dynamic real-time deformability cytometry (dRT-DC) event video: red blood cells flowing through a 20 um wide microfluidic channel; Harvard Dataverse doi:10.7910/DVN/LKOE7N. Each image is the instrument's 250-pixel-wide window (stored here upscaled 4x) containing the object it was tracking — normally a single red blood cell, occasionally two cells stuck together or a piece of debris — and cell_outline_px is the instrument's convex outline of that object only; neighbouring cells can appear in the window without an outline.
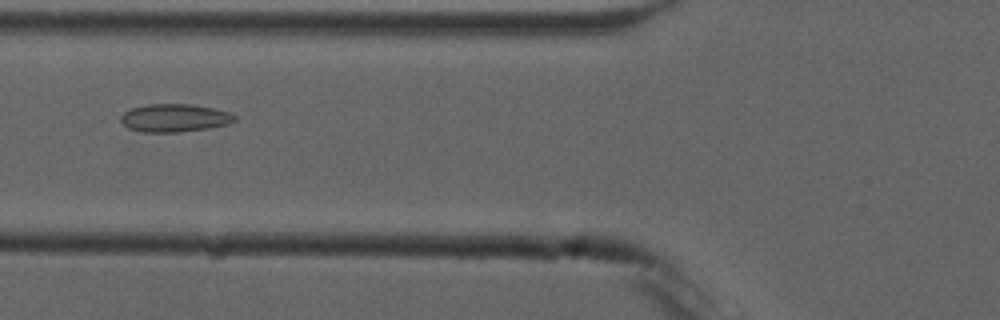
{"species": "common noctule bat (a hibernating species)", "species_latin": "Nyctalus noctula", "temperature_condition": "cold", "stored_images_in_passage": 8, "camera_frame_rate_fps": 3000, "um_per_image_px": 0.085, "animal": {"sex": "male", "forearm_length_mm": 52.5}, "frame": {"image": 1, "passage_image": 6, "time_ms": 6.667, "image_size_px": [1000, 320], "cell_outline_px": [[236, 120], [228, 124], [208, 128], [180, 132], [144, 132], [128, 128], [120, 120], [120, 116], [124, 112], [132, 108], [148, 104], [192, 104], [212, 108], [228, 112], [236, 116]], "centroid_in_image_um": [14.83, 10.02], "position_along_channel_um": 111.0, "area_um2": 18.5}}
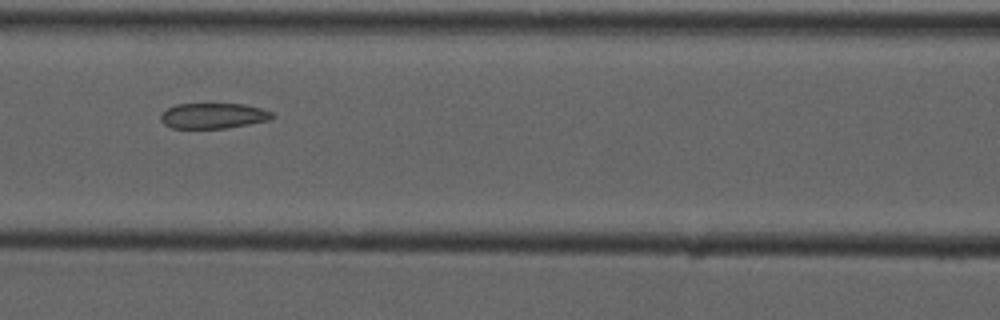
{"frame": {"image": 2, "passage_image": 7, "time_ms": 7.667, "image_size_px": [1000, 320], "cell_outline_px": [[276, 116], [268, 120], [248, 124], [224, 128], [172, 128], [164, 124], [160, 120], [160, 116], [168, 108], [176, 104], [244, 104], [260, 108], [272, 112]], "centroid_in_image_um": [18.12, 9.84], "position_along_channel_um": 148.5, "area_um2": 16.42}}
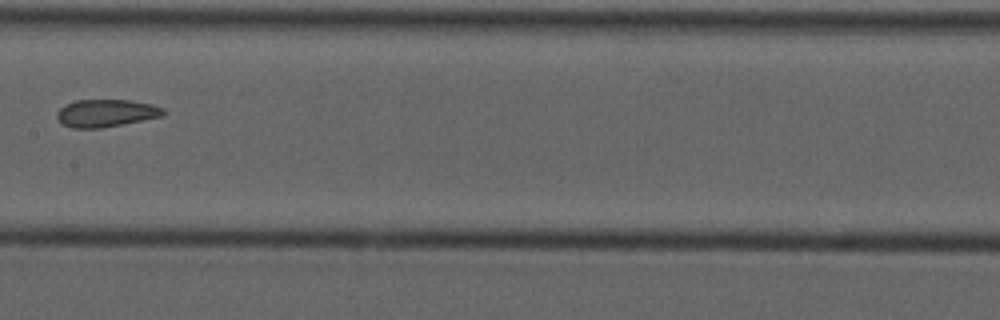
{"frame": {"image": 3, "passage_image": 8, "time_ms": 9.0, "image_size_px": [1000, 320], "cell_outline_px": [[168, 112], [164, 116], [100, 128], [72, 128], [64, 124], [56, 116], [56, 112], [64, 104], [76, 100], [132, 100], [152, 104], [164, 108]], "centroid_in_image_um": [9.05, 9.6], "position_along_channel_um": 198.4, "area_um2": 17.17}}